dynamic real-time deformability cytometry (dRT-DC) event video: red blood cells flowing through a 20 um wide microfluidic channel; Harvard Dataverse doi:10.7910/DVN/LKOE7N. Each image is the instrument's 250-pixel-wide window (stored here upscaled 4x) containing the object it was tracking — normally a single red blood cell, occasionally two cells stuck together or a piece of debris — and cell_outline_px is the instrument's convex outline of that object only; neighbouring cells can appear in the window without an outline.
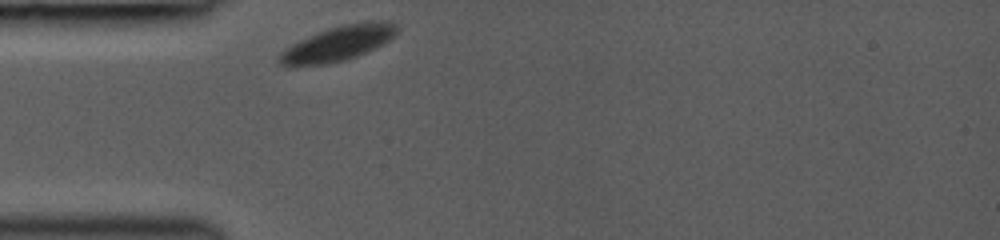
{"species": "common noctule bat (a hibernating species)", "species_latin": "Nyctalus noctula", "temperature_condition": "room temperature", "stored_images_in_passage": 11, "camera_frame_rate_fps": 3000, "um_per_image_px": 0.085, "animal": {"sex": "female", "body_mass_g": 19.0, "forearm_length_mm": 53.3}, "frame": {"image": 1, "passage_image": 1, "time_ms": 0.0, "image_size_px": [1000, 240], "cell_outline_px": [[396, 36], [356, 56], [344, 60], [328, 64], [292, 68], [288, 68], [280, 64], [276, 60], [280, 52], [284, 48], [316, 32], [328, 28], [344, 24], [396, 24]], "centroid_in_image_um": [28.51, 3.79], "position_along_channel_um": 56.5, "area_um2": 23.29}}
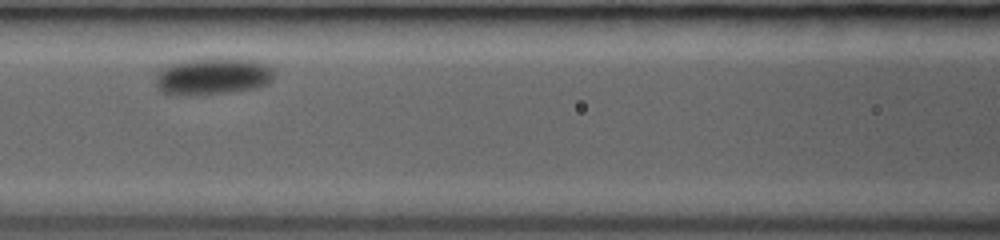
{"frame": {"image": 2, "passage_image": 6, "time_ms": 1.667, "image_size_px": [1000, 240], "cell_outline_px": [[272, 80], [268, 84], [256, 88], [224, 92], [160, 92], [156, 88], [156, 72], [172, 64], [188, 60], [212, 56], [216, 56], [252, 60], [268, 64], [272, 68]], "centroid_in_image_um": [18.14, 6.41], "position_along_channel_um": 148.5, "area_um2": 24.91}}
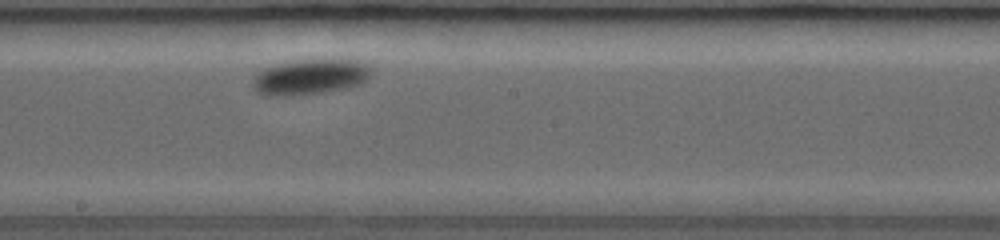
{"frame": {"image": 3, "passage_image": 9, "time_ms": 2.667, "image_size_px": [1000, 240], "cell_outline_px": [[372, 76], [368, 80], [360, 84], [348, 88], [320, 92], [288, 96], [268, 96], [256, 92], [252, 84], [252, 80], [264, 68], [276, 64], [296, 60], [356, 60], [364, 64], [372, 72]], "centroid_in_image_um": [26.35, 6.55], "position_along_channel_um": 221.9, "area_um2": 24.33}}